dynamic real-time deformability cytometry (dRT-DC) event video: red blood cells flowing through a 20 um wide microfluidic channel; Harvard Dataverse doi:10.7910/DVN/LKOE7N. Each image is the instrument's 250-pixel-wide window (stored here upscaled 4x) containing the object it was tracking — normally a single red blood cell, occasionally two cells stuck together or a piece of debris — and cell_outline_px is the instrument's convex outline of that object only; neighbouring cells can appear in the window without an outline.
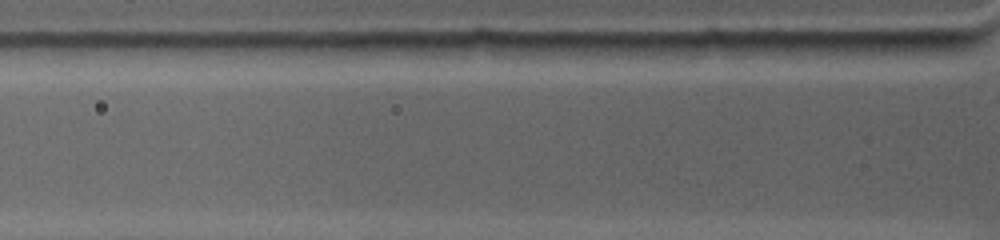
{"species": "common noctule bat (a hibernating species)", "species_latin": "Nyctalus noctula", "temperature_condition": "warm", "stored_images_in_passage": 3, "segment_of_instrument_passage": [2, 2], "camera_frame_rate_fps": 4500, "um_per_image_px": 0.085, "animal": {"sex": "female", "body_mass_g": 19.0, "forearm_length_mm": 53.3}, "frame": {"image": 1, "passage_image": 3, "time_ms": 0.444, "image_size_px": [1000, 240], "cell_outline_px": [[980, 36], [976, 44], [964, 48], [932, 56], [900, 60], [852, 60], [828, 52], [820, 44], [820, 40]], "centroid_in_image_um": [76.18, 4.03], "position_along_channel_um": 49.6, "area_um2": 19.94}}